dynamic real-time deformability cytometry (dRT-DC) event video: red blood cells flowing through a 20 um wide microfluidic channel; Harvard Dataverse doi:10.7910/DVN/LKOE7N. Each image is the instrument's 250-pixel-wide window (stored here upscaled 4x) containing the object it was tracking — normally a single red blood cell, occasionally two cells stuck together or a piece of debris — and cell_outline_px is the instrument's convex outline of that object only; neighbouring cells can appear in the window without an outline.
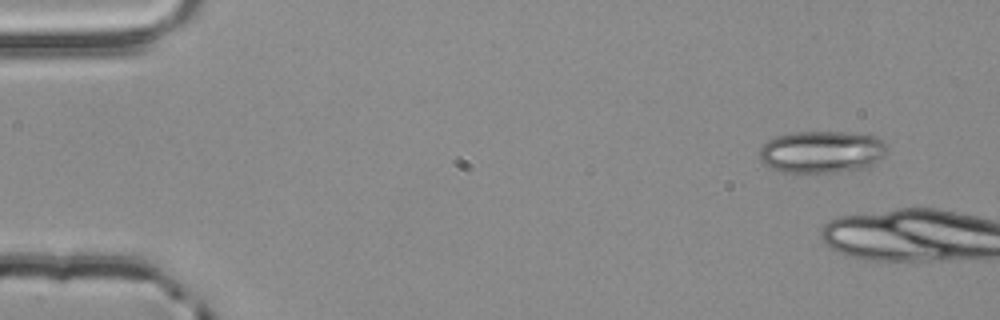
{"species": "common noctule bat (a hibernating species)", "species_latin": "Nyctalus noctula", "temperature_condition": "room temperature", "stored_images_in_passage": 4, "camera_frame_rate_fps": 3000, "um_per_image_px": 0.085, "animal": {"sex": "male", "body_mass_g": 20.4}, "frame": {"image": 1, "passage_image": 1, "time_ms": 0.0, "image_size_px": [1000, 320], "cell_outline_px": [[888, 152], [884, 156], [872, 164], [864, 168], [836, 172], [780, 172], [768, 168], [760, 160], [760, 148], [768, 140], [776, 136], [792, 132], [848, 132], [876, 136], [884, 140], [888, 144]], "centroid_in_image_um": [69.87, 12.9], "position_along_channel_um": 15.1, "area_um2": 31.73}}